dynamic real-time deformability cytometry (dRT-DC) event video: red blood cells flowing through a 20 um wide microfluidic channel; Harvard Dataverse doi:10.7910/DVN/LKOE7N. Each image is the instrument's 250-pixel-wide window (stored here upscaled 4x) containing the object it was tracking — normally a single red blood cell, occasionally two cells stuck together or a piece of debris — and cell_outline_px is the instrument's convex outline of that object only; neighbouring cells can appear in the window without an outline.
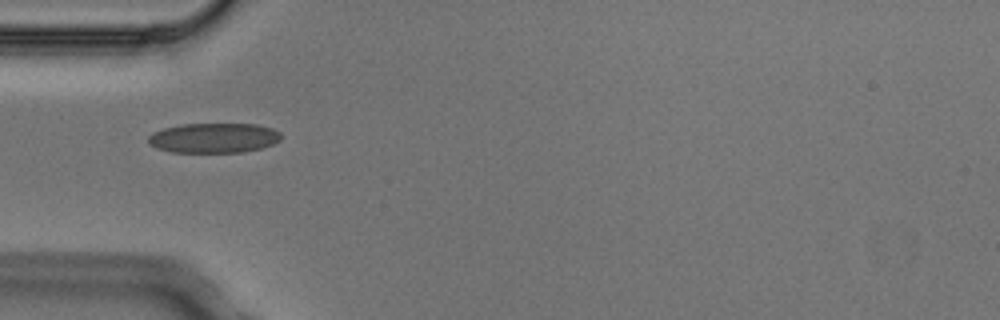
{"species": "Egyptian fruit bat (a non-hibernating species)", "species_latin": "Rousettus aegyptiacus", "temperature_condition": "cold", "stored_images_in_passage": 5, "camera_frame_rate_fps": 3000, "um_per_image_px": 0.085, "animal": {"sex": "male"}, "frame": {"image": 1, "passage_image": 2, "time_ms": 0.333, "image_size_px": [1000, 320], "cell_outline_px": [[280, 140], [272, 144], [260, 148], [244, 152], [168, 152], [156, 148], [148, 144], [148, 136], [152, 132], [164, 128], [180, 124], [256, 124], [272, 128], [280, 132]], "centroid_in_image_um": [18.13, 11.72], "position_along_channel_um": 66.9, "area_um2": 23.24}}
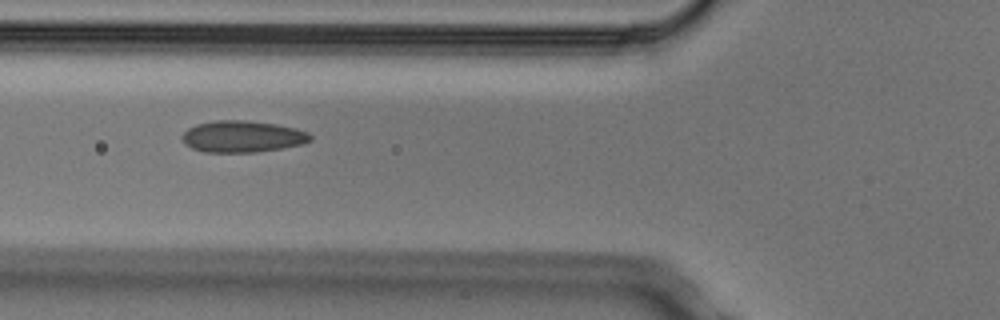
{"frame": {"image": 2, "passage_image": 3, "time_ms": 0.667, "image_size_px": [1000, 320], "cell_outline_px": [[312, 140], [304, 144], [256, 152], [204, 152], [192, 148], [184, 144], [180, 136], [188, 128], [196, 124], [216, 120], [248, 120], [276, 124], [296, 128], [308, 132], [312, 136]], "centroid_in_image_um": [20.6, 11.6], "position_along_channel_um": 105.2, "area_um2": 23.81}}
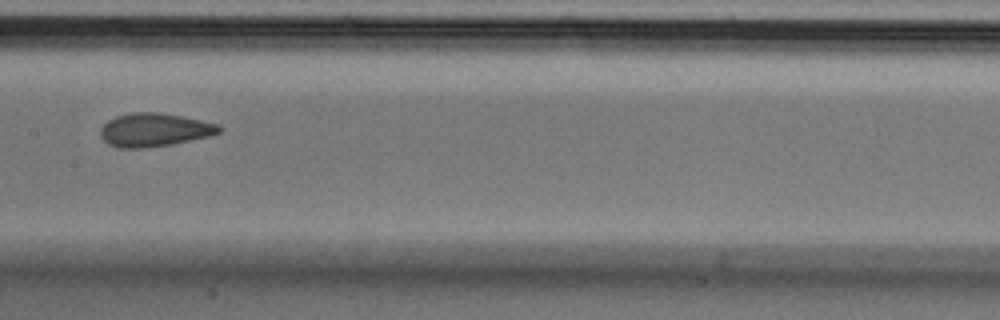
{"frame": {"image": 3, "passage_image": 5, "time_ms": 1.333, "image_size_px": [1000, 320], "cell_outline_px": [[224, 128], [220, 132], [212, 136], [172, 144], [148, 148], [116, 148], [108, 144], [100, 136], [100, 128], [108, 120], [116, 116], [132, 112], [160, 112], [220, 124]], "centroid_in_image_um": [13.13, 11.05], "position_along_channel_um": 194.3, "area_um2": 23.41}}